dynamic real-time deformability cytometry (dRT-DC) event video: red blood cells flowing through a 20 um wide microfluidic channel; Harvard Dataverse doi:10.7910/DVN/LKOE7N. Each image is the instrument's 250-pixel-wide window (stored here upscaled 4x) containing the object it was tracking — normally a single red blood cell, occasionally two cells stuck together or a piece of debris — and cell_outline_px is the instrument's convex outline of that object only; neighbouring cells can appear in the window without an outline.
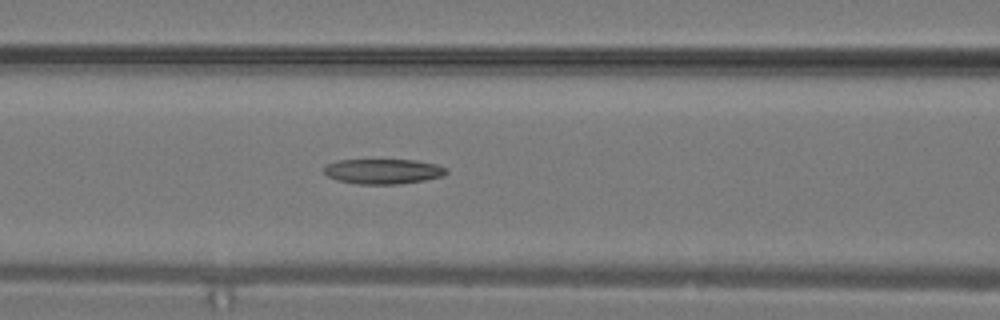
{"species": "common noctule bat (a hibernating species)", "species_latin": "Nyctalus noctula", "temperature_condition": "warm", "stored_images_in_passage": 15, "camera_frame_rate_fps": 3000, "um_per_image_px": 0.085, "animal": {"sex": "male", "body_mass_g": 19.2, "forearm_length_mm": 51.8}, "frame": {"image": 1, "passage_image": 13, "time_ms": 4.0, "image_size_px": [1000, 320], "cell_outline_px": [[448, 172], [444, 176], [424, 180], [396, 184], [356, 184], [340, 180], [328, 176], [324, 172], [324, 168], [328, 164], [336, 160], [416, 160], [436, 164], [448, 168]], "centroid_in_image_um": [32.61, 14.56], "position_along_channel_um": 134.0, "area_um2": 17.8}}
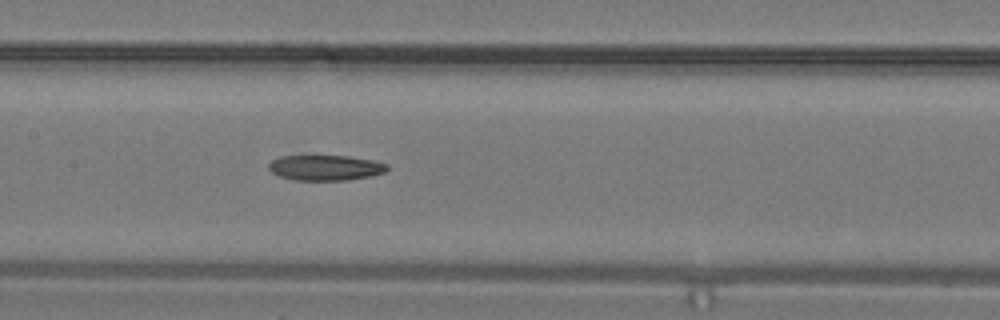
{"frame": {"image": 2, "passage_image": 15, "time_ms": 4.667, "image_size_px": [1000, 320], "cell_outline_px": [[388, 168], [384, 172], [368, 176], [348, 180], [296, 180], [280, 176], [272, 172], [268, 168], [268, 164], [272, 160], [280, 156], [348, 156], [376, 160], [388, 164]], "centroid_in_image_um": [27.67, 14.25], "position_along_channel_um": 179.7, "area_um2": 17.46}}